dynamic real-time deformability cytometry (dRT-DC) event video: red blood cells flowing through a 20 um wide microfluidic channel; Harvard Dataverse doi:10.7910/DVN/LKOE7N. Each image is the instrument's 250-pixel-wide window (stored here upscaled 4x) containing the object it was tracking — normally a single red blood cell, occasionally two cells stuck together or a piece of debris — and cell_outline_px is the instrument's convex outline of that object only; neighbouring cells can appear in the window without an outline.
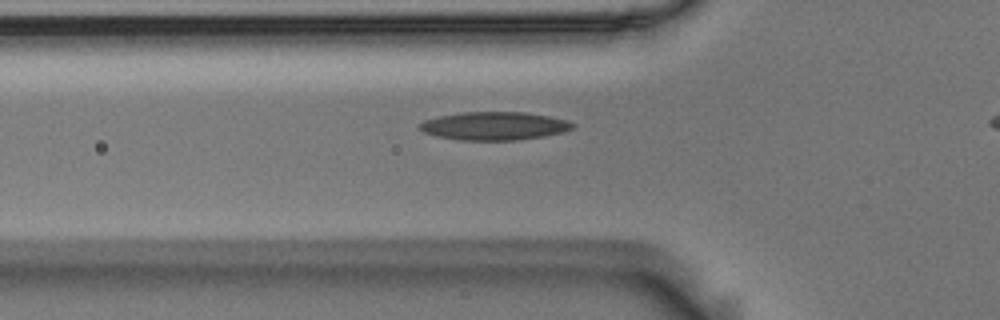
{"species": "Egyptian fruit bat (a non-hibernating species)", "species_latin": "Rousettus aegyptiacus", "temperature_condition": "room temperature", "stored_images_in_passage": 32, "camera_frame_rate_fps": 3000, "um_per_image_px": 0.085, "animal": {"sex": "male"}, "frame": {"image": 1, "passage_image": 2, "time_ms": 0.333, "image_size_px": [1000, 320], "cell_outline_px": [[576, 128], [564, 132], [544, 136], [516, 140], [460, 140], [436, 136], [424, 132], [416, 128], [424, 120], [440, 116], [460, 112], [524, 112], [548, 116], [568, 120], [576, 124]], "centroid_in_image_um": [42.04, 10.7], "position_along_channel_um": 83.8, "area_um2": 25.32}}
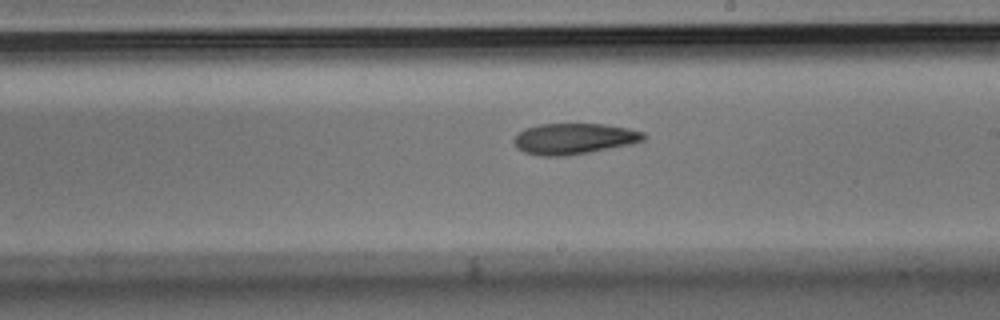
{"frame": {"image": 2, "passage_image": 15, "time_ms": 4.667, "image_size_px": [1000, 320], "cell_outline_px": [[648, 136], [644, 140], [632, 144], [568, 156], [540, 156], [524, 152], [516, 148], [512, 140], [524, 128], [540, 124], [604, 124], [628, 128], [644, 132]], "centroid_in_image_um": [48.79, 11.79], "position_along_channel_um": 240.2, "area_um2": 23.58}}
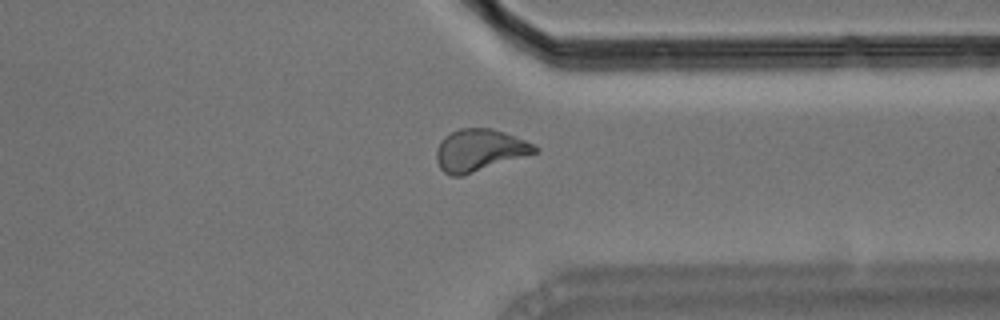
{"frame": {"image": 3, "passage_image": 26, "time_ms": 8.333, "image_size_px": [1000, 320], "cell_outline_px": [[540, 152], [464, 176], [452, 176], [444, 172], [440, 168], [436, 160], [436, 152], [440, 140], [444, 136], [460, 128], [492, 128], [504, 132], [524, 140], [540, 148]], "centroid_in_image_um": [40.77, 12.78], "position_along_channel_um": 370.6, "area_um2": 24.39}, "authors_computed_cell_mechanics": {"area_um2": 23.5535, "velocity_mm_per_s": 3.5928, "shape_relaxation_time_tau1_ms": null, "shape_relaxation_time_tau2_ms": 10.2893, "deformation_change_tau1": null, "deformation_change_tau2": 0.1709}}